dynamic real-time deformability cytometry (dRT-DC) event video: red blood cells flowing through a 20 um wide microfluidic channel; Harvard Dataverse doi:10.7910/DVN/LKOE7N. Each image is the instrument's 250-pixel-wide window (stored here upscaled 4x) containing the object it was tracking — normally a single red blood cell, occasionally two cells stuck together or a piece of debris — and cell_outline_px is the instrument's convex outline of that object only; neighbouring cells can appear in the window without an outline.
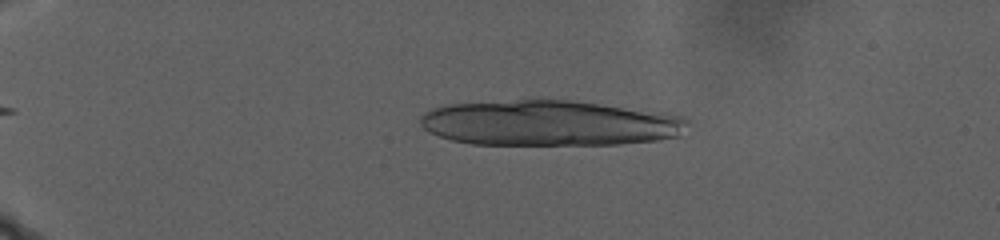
{"species": "human", "species_latin": "Homo sapiens", "temperature_condition": "warm", "stored_images_in_passage": 22, "camera_frame_rate_fps": 3000, "um_per_image_px": 0.085, "donor": {"sex": "male"}, "frame": {"image": 1, "passage_image": 6, "time_ms": 1.667, "image_size_px": [1000, 240], "cell_outline_px": [[688, 120], [680, 136], [656, 140], [620, 144], [472, 144], [452, 140], [440, 136], [424, 128], [420, 124], [420, 116], [424, 112], [432, 108], [444, 104], [540, 96], [660, 112], [680, 116]], "centroid_in_image_um": [46.61, 10.42], "position_along_channel_um": 38.4, "area_um2": 71.96}}